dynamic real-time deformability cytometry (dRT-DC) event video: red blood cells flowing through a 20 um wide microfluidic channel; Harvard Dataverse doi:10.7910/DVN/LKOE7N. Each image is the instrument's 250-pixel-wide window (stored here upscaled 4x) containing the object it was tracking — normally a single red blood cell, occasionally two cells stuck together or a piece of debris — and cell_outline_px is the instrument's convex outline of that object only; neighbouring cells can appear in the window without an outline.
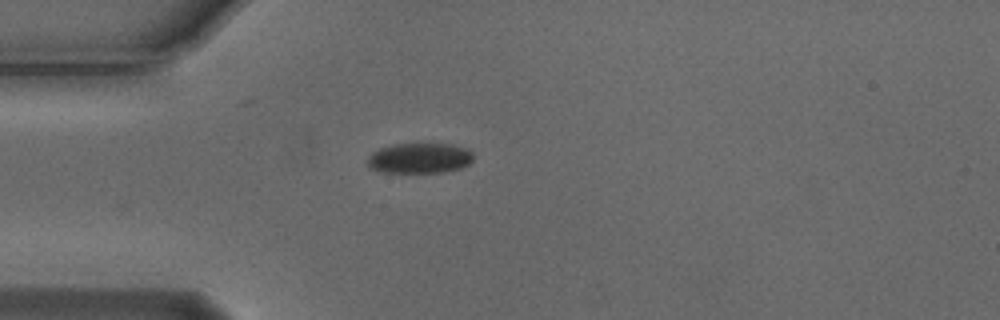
{"species": "Egyptian fruit bat (a non-hibernating species)", "species_latin": "Rousettus aegyptiacus", "temperature_condition": "cold", "stored_images_in_passage": 2, "camera_frame_rate_fps": 3000, "um_per_image_px": 0.085, "animal": {"sex": "male"}, "frame": {"image": 1, "passage_image": 1, "time_ms": 0.0, "image_size_px": [1000, 320], "cell_outline_px": [[472, 160], [468, 164], [460, 168], [444, 172], [380, 172], [368, 168], [368, 156], [372, 152], [380, 148], [392, 144], [416, 140], [420, 140], [452, 144], [464, 148], [472, 152]], "centroid_in_image_um": [35.63, 13.38], "position_along_channel_um": 49.4, "area_um2": 19.59}}